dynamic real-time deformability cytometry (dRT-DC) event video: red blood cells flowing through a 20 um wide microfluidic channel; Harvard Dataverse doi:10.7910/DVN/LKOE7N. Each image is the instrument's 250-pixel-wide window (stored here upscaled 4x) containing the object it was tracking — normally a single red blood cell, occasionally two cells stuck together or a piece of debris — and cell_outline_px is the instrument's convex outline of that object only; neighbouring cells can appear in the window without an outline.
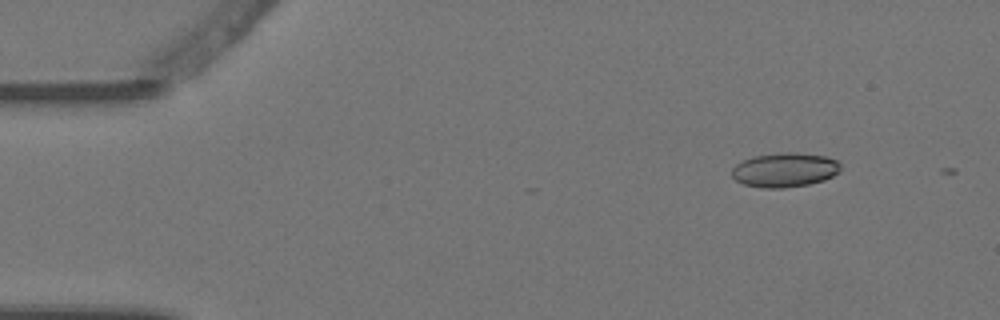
{"species": "Egyptian fruit bat (a non-hibernating species)", "species_latin": "Rousettus aegyptiacus", "temperature_condition": "warm", "stored_images_in_passage": 4, "camera_frame_rate_fps": 3000, "um_per_image_px": 0.085, "animal": {"sex": "female"}, "frame": {"image": 1, "passage_image": 2, "time_ms": 0.333, "image_size_px": [1000, 320], "cell_outline_px": [[840, 172], [824, 180], [808, 184], [784, 188], [760, 188], [744, 184], [736, 180], [732, 176], [732, 168], [736, 164], [752, 156], [780, 152], [796, 152], [824, 156], [836, 160], [840, 164]], "centroid_in_image_um": [66.69, 14.44], "position_along_channel_um": 18.3, "area_um2": 21.85}}